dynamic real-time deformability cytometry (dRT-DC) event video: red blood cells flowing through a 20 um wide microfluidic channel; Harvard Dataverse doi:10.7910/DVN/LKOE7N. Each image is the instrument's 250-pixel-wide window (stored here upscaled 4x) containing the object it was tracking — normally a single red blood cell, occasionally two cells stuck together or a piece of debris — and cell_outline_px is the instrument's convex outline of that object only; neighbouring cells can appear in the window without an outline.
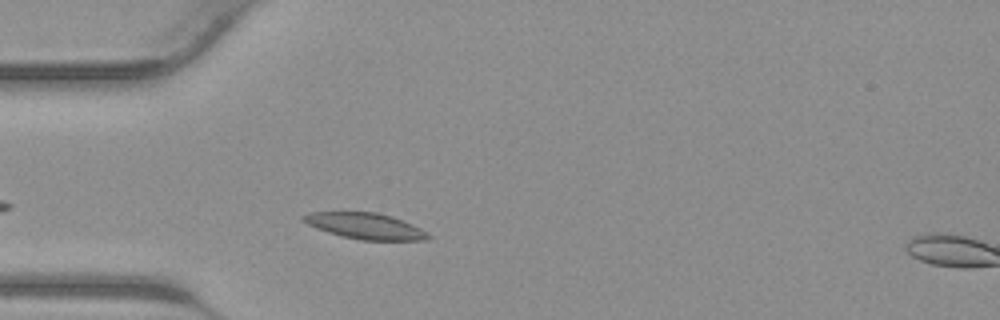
{"species": "common noctule bat (a hibernating species)", "species_latin": "Nyctalus noctula", "temperature_condition": "warm", "stored_images_in_passage": 28, "camera_frame_rate_fps": 3000, "um_per_image_px": 0.085, "animal": {"sex": "male", "body_mass_g": 23.1, "forearm_length_mm": 52.7}, "frame": {"image": 1, "passage_image": 4, "time_ms": 1.0, "image_size_px": [1000, 320], "cell_outline_px": [[432, 236], [428, 240], [360, 240], [340, 236], [316, 228], [300, 220], [300, 216], [312, 212], [376, 212], [392, 216], [404, 220], [428, 232]], "centroid_in_image_um": [31.06, 19.21], "position_along_channel_um": 53.9, "area_um2": 19.13}}
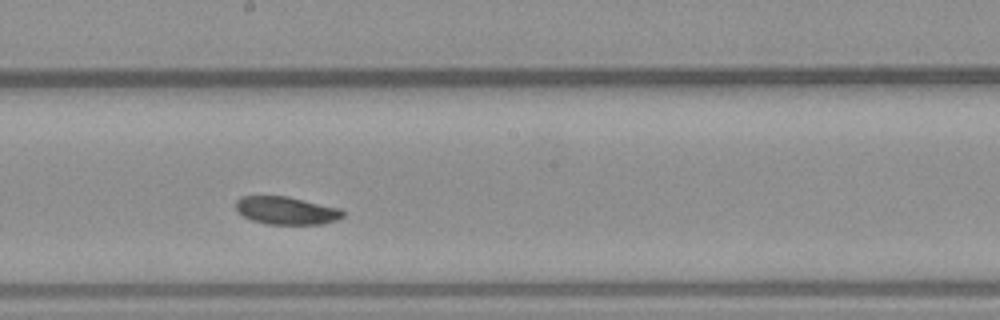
{"frame": {"image": 2, "passage_image": 15, "time_ms": 4.667, "image_size_px": [1000, 320], "cell_outline_px": [[344, 216], [336, 220], [320, 224], [264, 224], [252, 220], [244, 216], [236, 208], [236, 200], [240, 196], [288, 196], [340, 208], [344, 212]], "centroid_in_image_um": [24.34, 17.89], "position_along_channel_um": 223.9, "area_um2": 17.34}}
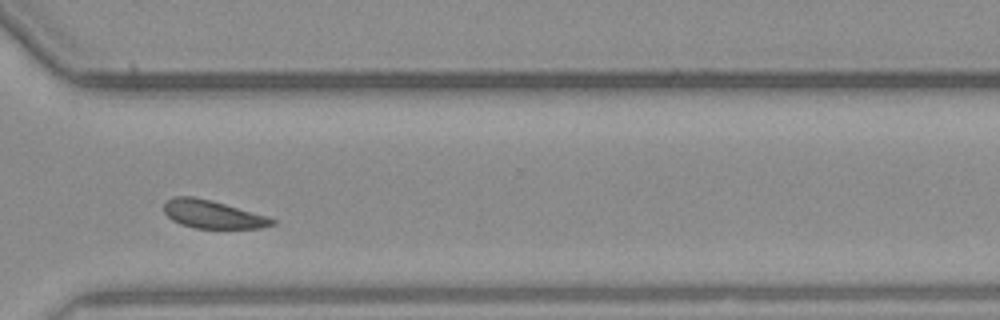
{"frame": {"image": 3, "passage_image": 23, "time_ms": 7.333, "image_size_px": [1000, 320], "cell_outline_px": [[276, 224], [260, 228], [192, 228], [180, 224], [172, 220], [164, 212], [164, 204], [172, 196], [192, 196], [224, 204], [268, 216], [276, 220]], "centroid_in_image_um": [18.07, 18.23], "position_along_channel_um": 352.5, "area_um2": 17.57}}